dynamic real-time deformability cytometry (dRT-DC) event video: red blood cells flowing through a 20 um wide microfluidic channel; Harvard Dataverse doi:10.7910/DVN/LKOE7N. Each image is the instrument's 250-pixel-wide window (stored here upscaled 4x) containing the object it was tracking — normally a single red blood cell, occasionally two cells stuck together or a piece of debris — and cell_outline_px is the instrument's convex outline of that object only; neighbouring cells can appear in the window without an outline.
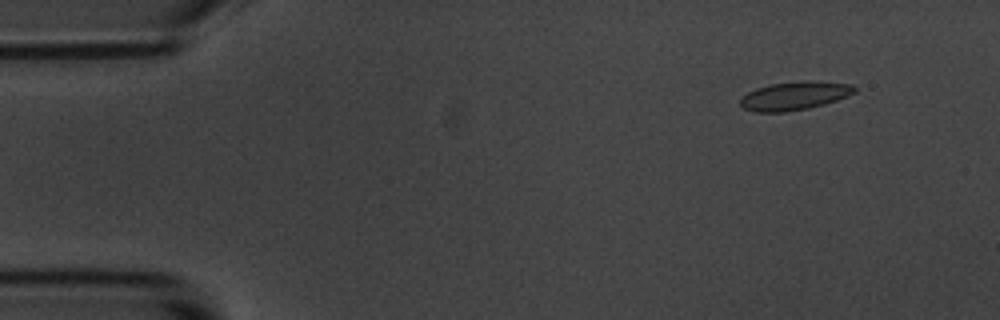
{"species": "common noctule bat (a hibernating species)", "species_latin": "Nyctalus noctula", "temperature_condition": "room temperature", "stored_images_in_passage": 5, "camera_frame_rate_fps": 3000, "um_per_image_px": 0.085, "animal": {"sex": "male", "body_mass_g": 20.1, "forearm_length_mm": 53.5}, "frame": {"image": 1, "passage_image": 2, "time_ms": 1.333, "image_size_px": [1000, 320], "cell_outline_px": [[856, 92], [848, 96], [824, 104], [808, 108], [784, 112], [756, 112], [744, 108], [740, 104], [740, 96], [756, 88], [772, 84], [800, 80], [852, 84], [856, 88]], "centroid_in_image_um": [67.52, 8.14], "position_along_channel_um": 17.5, "area_um2": 18.9}}
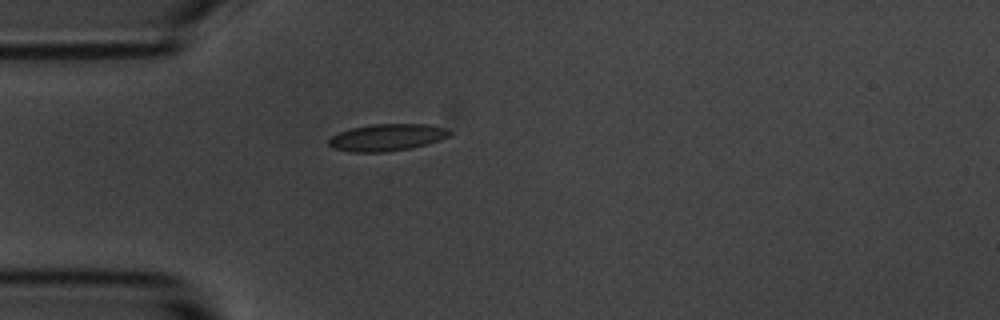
{"frame": {"image": 2, "passage_image": 5, "time_ms": 4.667, "image_size_px": [1000, 320], "cell_outline_px": [[452, 132], [448, 136], [440, 140], [428, 144], [412, 148], [384, 152], [352, 152], [332, 148], [328, 144], [328, 140], [332, 136], [340, 132], [352, 128], [372, 124], [428, 124], [444, 128]], "centroid_in_image_um": [32.89, 11.68], "position_along_channel_um": 52.1, "area_um2": 18.96}}